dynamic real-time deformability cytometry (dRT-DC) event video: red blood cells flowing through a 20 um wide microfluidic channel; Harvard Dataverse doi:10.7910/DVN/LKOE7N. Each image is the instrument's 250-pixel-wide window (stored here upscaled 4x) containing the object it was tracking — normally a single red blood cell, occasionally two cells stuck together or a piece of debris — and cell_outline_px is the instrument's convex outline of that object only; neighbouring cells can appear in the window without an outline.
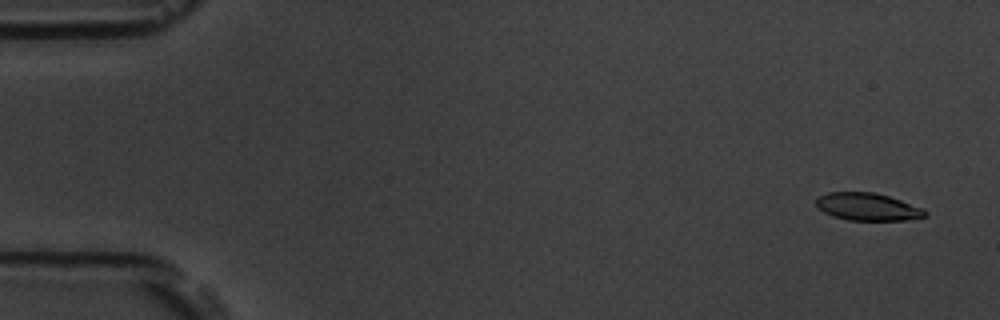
{"species": "common noctule bat (a hibernating species)", "species_latin": "Nyctalus noctula", "temperature_condition": "room temperature", "stored_images_in_passage": 52, "camera_frame_rate_fps": 3000, "um_per_image_px": 0.085, "animal": {"sex": "male", "body_mass_g": 19.5, "forearm_length_mm": 54.6}, "frame": {"image": 1, "passage_image": 3, "time_ms": 0.667, "image_size_px": [1000, 320], "cell_outline_px": [[928, 216], [908, 220], [848, 220], [832, 216], [824, 212], [816, 204], [816, 196], [828, 192], [876, 192], [924, 208], [928, 212]], "centroid_in_image_um": [73.77, 17.57], "position_along_channel_um": 11.2, "area_um2": 17.63}}
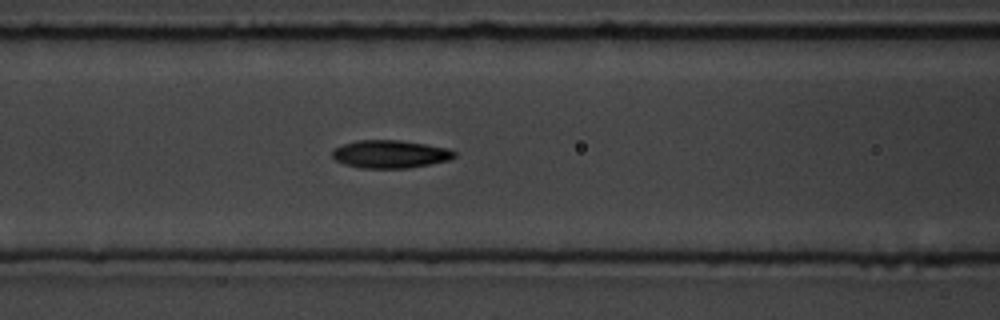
{"frame": {"image": 2, "passage_image": 24, "time_ms": 7.667, "image_size_px": [1000, 320], "cell_outline_px": [[456, 156], [448, 160], [408, 168], [360, 168], [344, 164], [336, 160], [332, 156], [332, 152], [336, 148], [344, 144], [356, 140], [400, 140], [448, 148], [456, 152]], "centroid_in_image_um": [33.16, 13.1], "position_along_channel_um": 133.4, "area_um2": 19.71}}
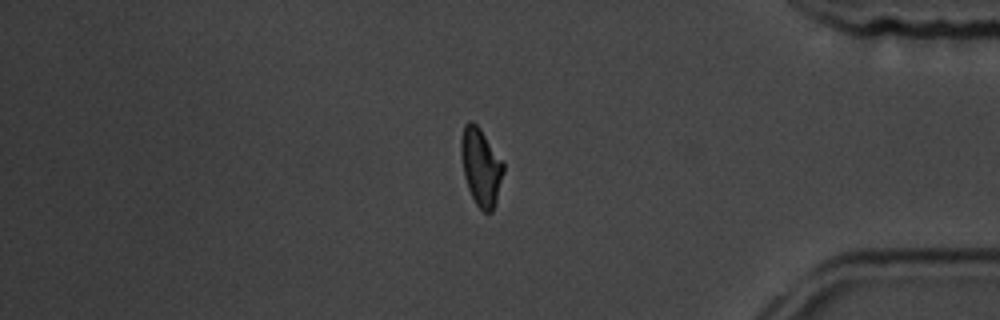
{"frame": {"image": 3, "passage_image": 48, "time_ms": 15.667, "image_size_px": [1000, 320], "cell_outline_px": [[504, 172], [496, 200], [492, 212], [484, 212], [476, 204], [468, 188], [464, 176], [460, 156], [460, 140], [464, 124], [468, 120], [472, 120], [480, 128], [504, 164]], "centroid_in_image_um": [40.85, 14.15], "position_along_channel_um": 394.4, "area_um2": 19.07}}